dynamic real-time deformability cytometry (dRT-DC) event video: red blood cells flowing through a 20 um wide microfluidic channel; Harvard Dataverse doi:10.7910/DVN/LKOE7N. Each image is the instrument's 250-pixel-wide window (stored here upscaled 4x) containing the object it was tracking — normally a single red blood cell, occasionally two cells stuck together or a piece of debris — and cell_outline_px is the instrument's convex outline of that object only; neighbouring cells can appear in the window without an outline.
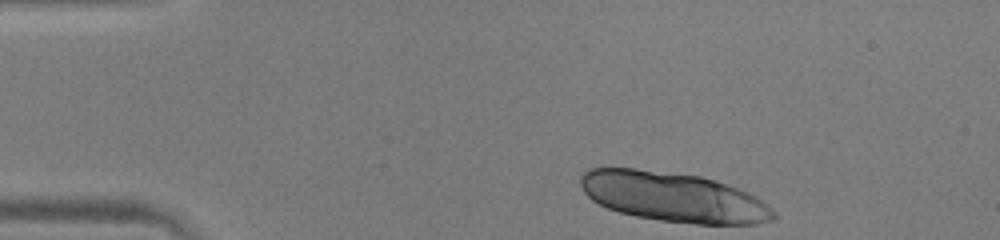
{"species": "human", "species_latin": "Homo sapiens", "temperature_condition": "warm", "stored_images_in_passage": 43, "segment_of_instrument_passage": [1, 2], "camera_frame_rate_fps": 3000, "um_per_image_px": 0.085, "donor": {"sex": "male"}, "frame": {"image": 1, "passage_image": 1, "time_ms": 0.0, "image_size_px": [1000, 240], "cell_outline_px": [[776, 216], [772, 220], [756, 224], [696, 224], [660, 220], [636, 216], [620, 212], [608, 208], [592, 200], [584, 192], [580, 184], [580, 176], [588, 168], [636, 168], [700, 176], [748, 192], [772, 208], [776, 212]], "centroid_in_image_um": [57.22, 16.75], "position_along_channel_um": 27.8, "area_um2": 55.6}}